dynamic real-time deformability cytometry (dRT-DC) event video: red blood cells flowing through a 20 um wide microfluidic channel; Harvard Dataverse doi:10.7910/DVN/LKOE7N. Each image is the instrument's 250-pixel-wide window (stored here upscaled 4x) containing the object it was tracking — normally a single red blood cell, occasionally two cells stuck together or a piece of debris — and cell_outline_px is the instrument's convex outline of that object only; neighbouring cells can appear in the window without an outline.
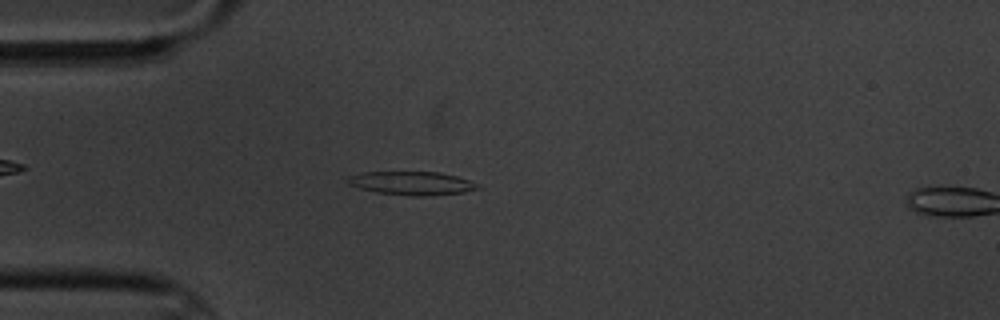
{"species": "common noctule bat (a hibernating species)", "species_latin": "Nyctalus noctula", "temperature_condition": "cold", "stored_images_in_passage": 5, "camera_frame_rate_fps": 3000, "um_per_image_px": 0.085, "animal": {"sex": "male", "body_mass_g": 20.1, "forearm_length_mm": 53.5}, "frame": {"image": 1, "passage_image": 4, "time_ms": 3.667, "image_size_px": [1000, 320], "cell_outline_px": [[484, 188], [464, 192], [424, 196], [416, 196], [376, 192], [360, 188], [348, 184], [344, 180], [348, 176], [364, 172], [440, 172], [456, 176], [480, 184]], "centroid_in_image_um": [35.02, 15.57], "position_along_channel_um": 50.0, "area_um2": 17.86}}